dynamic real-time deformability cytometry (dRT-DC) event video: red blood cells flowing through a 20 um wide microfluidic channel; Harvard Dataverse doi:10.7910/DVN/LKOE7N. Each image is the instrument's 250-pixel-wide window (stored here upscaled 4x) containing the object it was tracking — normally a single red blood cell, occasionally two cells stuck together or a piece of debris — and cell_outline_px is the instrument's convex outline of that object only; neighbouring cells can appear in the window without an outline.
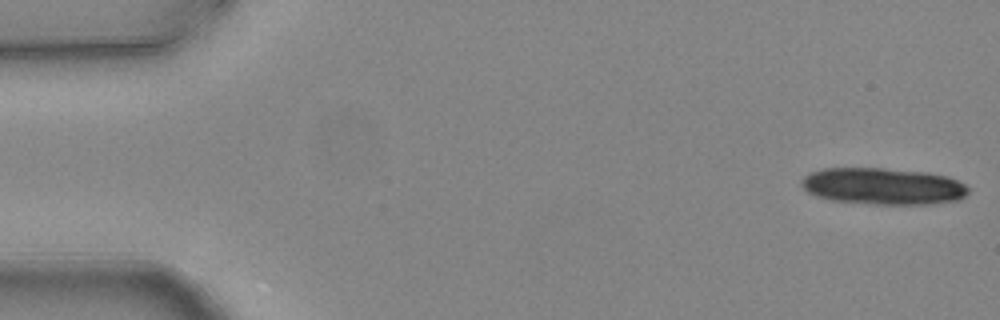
{"species": "common noctule bat (a hibernating species)", "species_latin": "Nyctalus noctula", "temperature_condition": "warm", "stored_images_in_passage": 8, "camera_frame_rate_fps": 3000, "um_per_image_px": 0.085, "animal": {"sex": "female", "body_mass_g": 24.6, "forearm_length_mm": 56.2}, "frame": {"image": 1, "passage_image": 1, "time_ms": 0.0, "image_size_px": [1000, 320], "cell_outline_px": [[968, 192], [960, 200], [932, 204], [868, 204], [832, 200], [816, 196], [808, 192], [800, 184], [800, 180], [808, 172], [824, 168], [884, 168], [928, 172], [948, 176], [964, 184], [968, 188]], "centroid_in_image_um": [75.04, 15.82], "position_along_channel_um": 10.0, "area_um2": 36.01}}
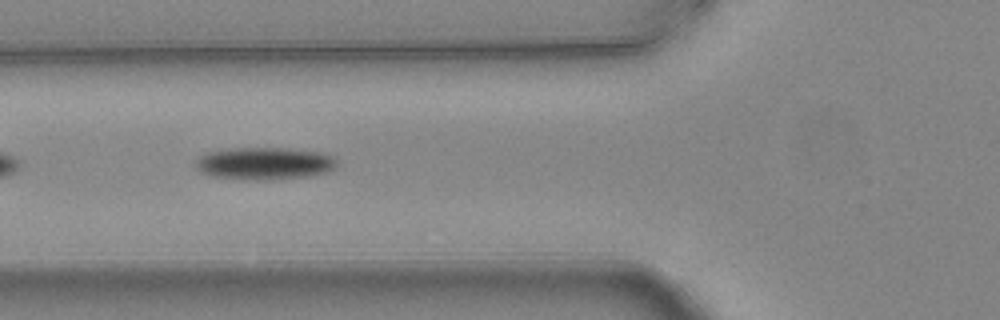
{"frame": {"image": 2, "passage_image": 6, "time_ms": 1.667, "image_size_px": [1000, 320], "cell_outline_px": [[336, 164], [328, 172], [308, 176], [272, 180], [248, 180], [208, 176], [200, 172], [196, 168], [196, 160], [200, 156], [208, 152], [232, 148], [288, 148], [324, 152], [332, 156], [336, 160]], "centroid_in_image_um": [22.46, 13.9], "position_along_channel_um": 103.3, "area_um2": 26.93}}
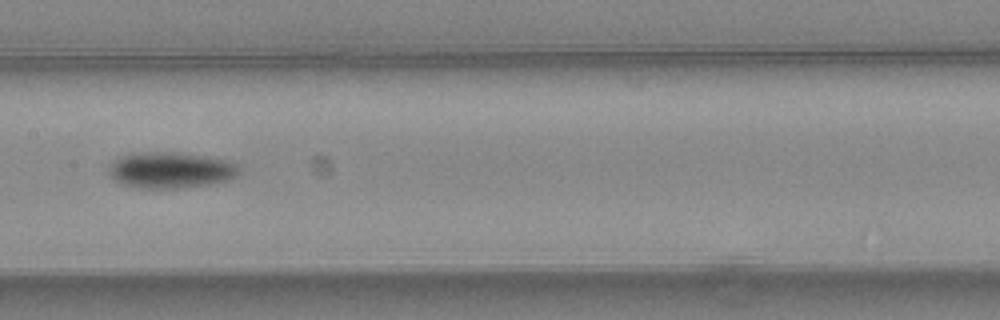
{"frame": {"image": 3, "passage_image": 8, "time_ms": 2.333, "image_size_px": [1000, 320], "cell_outline_px": [[240, 168], [236, 176], [228, 180], [208, 184], [184, 188], [140, 188], [120, 184], [108, 172], [108, 168], [112, 160], [120, 156], [132, 152], [180, 152], [228, 160], [236, 164]], "centroid_in_image_um": [14.47, 14.45], "position_along_channel_um": 192.9, "area_um2": 27.69}}